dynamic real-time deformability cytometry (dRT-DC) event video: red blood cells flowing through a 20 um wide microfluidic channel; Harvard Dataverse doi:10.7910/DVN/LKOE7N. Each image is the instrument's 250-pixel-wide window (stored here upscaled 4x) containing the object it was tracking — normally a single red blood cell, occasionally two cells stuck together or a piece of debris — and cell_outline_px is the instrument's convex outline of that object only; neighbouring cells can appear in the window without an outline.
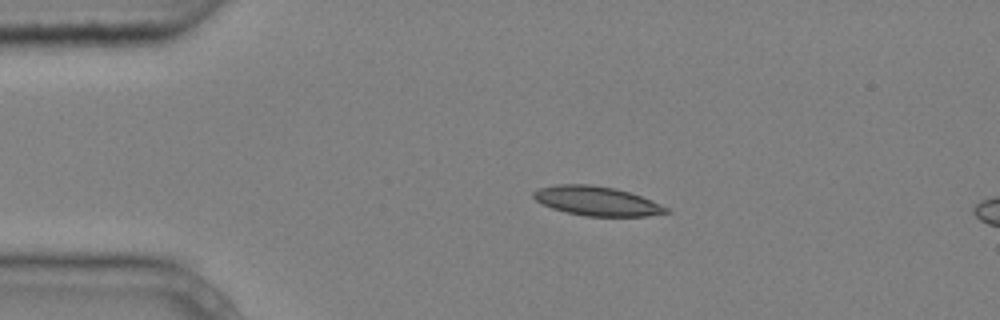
{"species": "common noctule bat (a hibernating species)", "species_latin": "Nyctalus noctula", "temperature_condition": "cold", "stored_images_in_passage": 3, "camera_frame_rate_fps": 3000, "um_per_image_px": 0.085, "animal": {"sex": "male", "body_mass_g": 20.4}, "frame": {"image": 1, "passage_image": 2, "time_ms": 0.333, "image_size_px": [1000, 320], "cell_outline_px": [[672, 212], [648, 216], [584, 216], [564, 212], [552, 208], [536, 200], [532, 196], [532, 192], [540, 188], [556, 184], [588, 184], [616, 188], [652, 200], [668, 208]], "centroid_in_image_um": [50.73, 17.09], "position_along_channel_um": 34.3, "area_um2": 22.66}}